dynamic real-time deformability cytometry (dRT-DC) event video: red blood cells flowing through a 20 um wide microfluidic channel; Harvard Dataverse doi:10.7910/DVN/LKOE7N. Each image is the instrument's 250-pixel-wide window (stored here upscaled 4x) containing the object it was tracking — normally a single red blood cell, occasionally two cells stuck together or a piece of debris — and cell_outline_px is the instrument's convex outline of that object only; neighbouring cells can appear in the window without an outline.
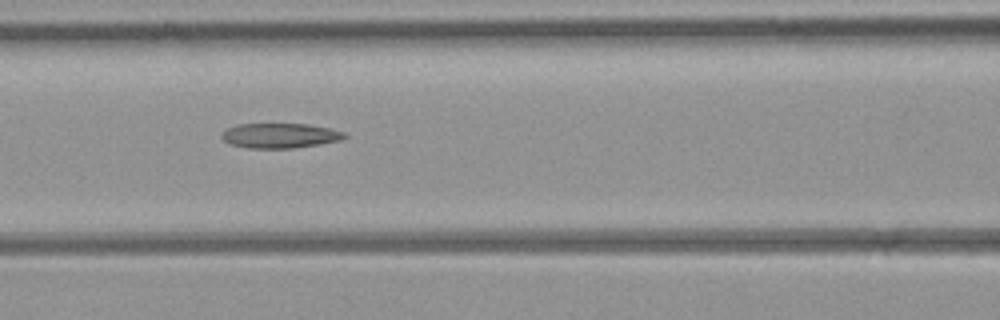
{"species": "common noctule bat (a hibernating species)", "species_latin": "Nyctalus noctula", "temperature_condition": "room temperature", "stored_images_in_passage": 10, "camera_frame_rate_fps": 3000, "um_per_image_px": 0.085, "animal": {"sex": "female", "body_mass_g": 21.9}, "frame": {"image": 1, "passage_image": 6, "time_ms": 6.667, "image_size_px": [1000, 320], "cell_outline_px": [[348, 136], [340, 140], [292, 148], [248, 148], [228, 144], [220, 136], [228, 128], [236, 124], [308, 124], [328, 128], [344, 132]], "centroid_in_image_um": [23.76, 11.52], "position_along_channel_um": 142.8, "area_um2": 17.63}}
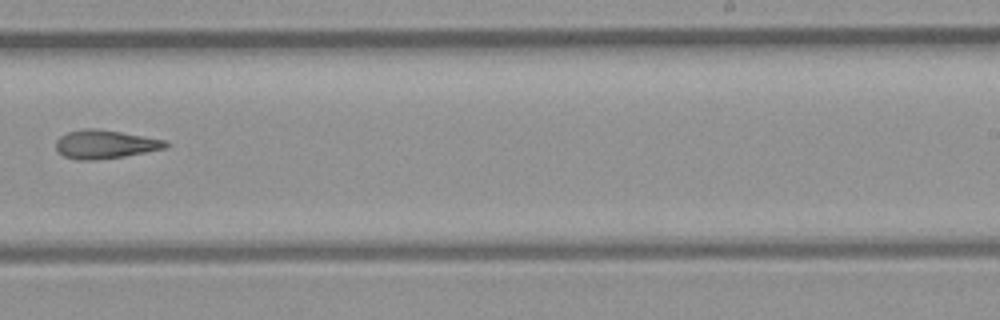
{"frame": {"image": 2, "passage_image": 9, "time_ms": 10.0, "image_size_px": [1000, 320], "cell_outline_px": [[172, 144], [168, 148], [124, 156], [96, 160], [80, 160], [64, 156], [56, 148], [56, 140], [60, 136], [68, 132], [84, 128], [96, 128], [168, 140]], "centroid_in_image_um": [8.99, 12.26], "position_along_channel_um": 280.0, "area_um2": 18.38}}
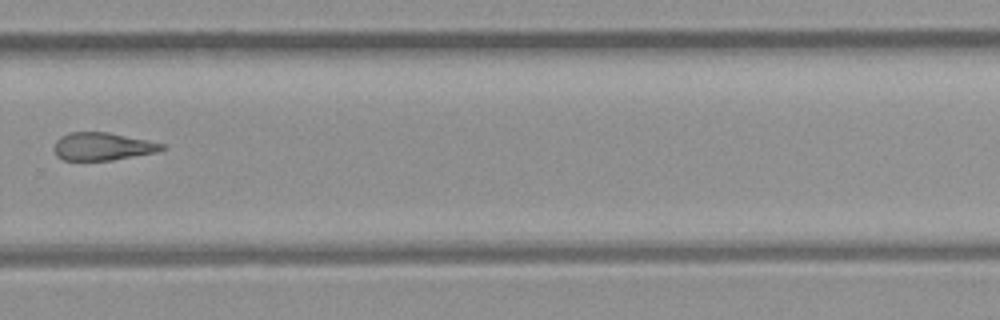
{"frame": {"image": 3, "passage_image": 10, "time_ms": 11.0, "image_size_px": [1000, 320], "cell_outline_px": [[168, 148], [156, 152], [112, 160], [64, 160], [56, 156], [52, 148], [56, 140], [60, 136], [68, 132], [108, 132], [148, 140], [164, 144]], "centroid_in_image_um": [8.69, 12.44], "position_along_channel_um": 321.1, "area_um2": 17.63}}